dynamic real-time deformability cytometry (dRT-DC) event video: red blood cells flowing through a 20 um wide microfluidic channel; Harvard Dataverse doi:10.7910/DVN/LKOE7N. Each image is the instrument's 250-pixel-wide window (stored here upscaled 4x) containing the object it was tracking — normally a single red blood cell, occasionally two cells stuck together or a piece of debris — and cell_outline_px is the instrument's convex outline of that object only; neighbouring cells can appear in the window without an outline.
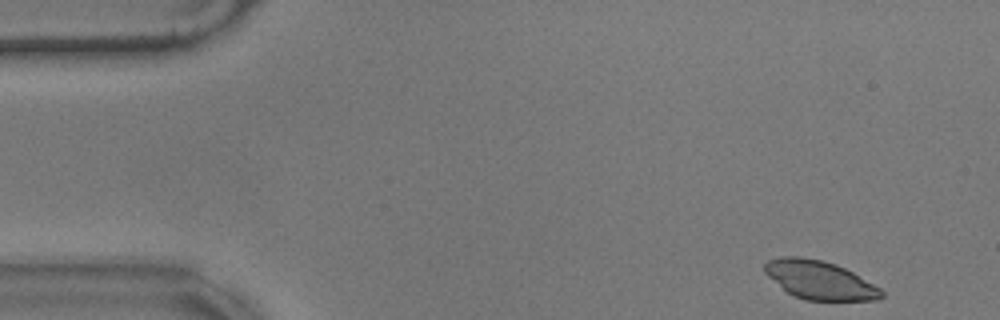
{"species": "common noctule bat (a hibernating species)", "species_latin": "Nyctalus noctula", "temperature_condition": "warm", "stored_images_in_passage": 54, "camera_frame_rate_fps": 3000, "um_per_image_px": 0.085, "animal": {"sex": "male", "body_mass_g": 17.9}, "frame": {"image": 1, "passage_image": 1, "time_ms": 0.0, "image_size_px": [1000, 320], "cell_outline_px": [[884, 296], [876, 300], [804, 300], [788, 292], [768, 276], [764, 272], [764, 264], [768, 260], [780, 256], [800, 256], [820, 260], [836, 264], [852, 272], [880, 288], [884, 292]], "centroid_in_image_um": [69.66, 23.79], "position_along_channel_um": 15.3, "area_um2": 25.95}}
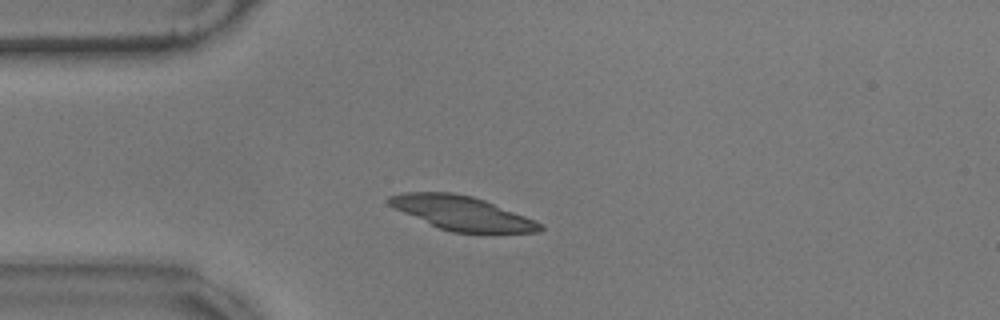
{"frame": {"image": 2, "passage_image": 11, "time_ms": 3.333, "image_size_px": [1000, 320], "cell_outline_px": [[544, 228], [540, 232], [452, 232], [440, 228], [404, 212], [388, 204], [388, 196], [404, 192], [452, 192], [472, 196], [484, 200], [524, 216], [540, 224]], "centroid_in_image_um": [39.24, 18.1], "position_along_channel_um": 45.8, "area_um2": 29.07}}
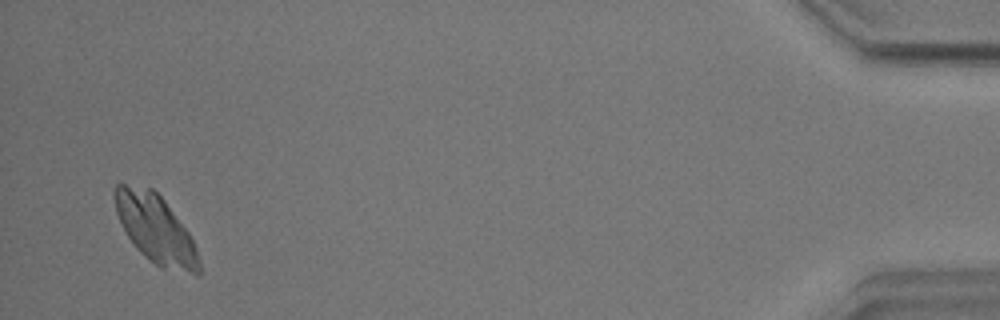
{"frame": {"image": 3, "passage_image": 52, "time_ms": 17.0, "image_size_px": [1000, 320], "cell_outline_px": [[200, 276], [160, 268], [140, 252], [136, 248], [128, 236], [116, 212], [112, 192], [112, 188], [116, 184], [124, 184], [152, 188], [164, 200], [188, 232], [196, 248], [200, 260]], "centroid_in_image_um": [13.22, 19.47], "position_along_channel_um": 422.0, "area_um2": 33.52}}